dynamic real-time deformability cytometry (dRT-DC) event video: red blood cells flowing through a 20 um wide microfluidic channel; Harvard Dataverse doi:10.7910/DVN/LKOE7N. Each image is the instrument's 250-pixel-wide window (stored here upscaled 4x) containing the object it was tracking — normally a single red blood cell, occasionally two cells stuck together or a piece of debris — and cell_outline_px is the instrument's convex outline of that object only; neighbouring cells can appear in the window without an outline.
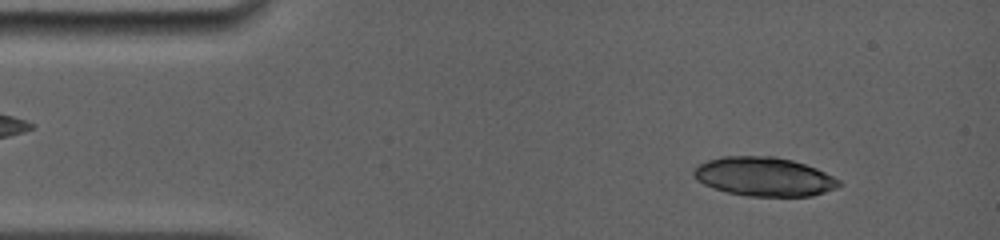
{"species": "common noctule bat (a hibernating species)", "species_latin": "Nyctalus noctula", "temperature_condition": "room temperature", "stored_images_in_passage": 8, "camera_frame_rate_fps": 5000, "um_per_image_px": 0.085, "animal": {"sex": "female", "body_mass_g": 19.0, "forearm_length_mm": 56.7}, "frame": {"image": 1, "passage_image": 4, "time_ms": 1.0, "image_size_px": [1000, 240], "cell_outline_px": [[840, 184], [836, 188], [812, 196], [748, 196], [728, 192], [704, 184], [696, 180], [692, 176], [692, 168], [708, 160], [720, 156], [776, 156], [792, 160], [816, 168], [840, 180]], "centroid_in_image_um": [64.91, 15.0], "position_along_channel_um": 20.1, "area_um2": 32.95}}